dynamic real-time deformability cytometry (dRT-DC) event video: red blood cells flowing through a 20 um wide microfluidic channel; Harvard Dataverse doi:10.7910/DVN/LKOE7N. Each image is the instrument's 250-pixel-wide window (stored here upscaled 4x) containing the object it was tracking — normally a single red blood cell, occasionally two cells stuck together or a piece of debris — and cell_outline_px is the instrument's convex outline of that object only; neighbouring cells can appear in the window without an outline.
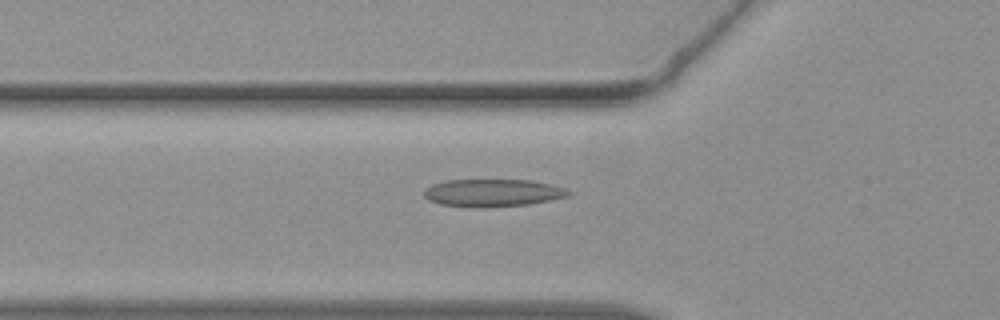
{"species": "common noctule bat (a hibernating species)", "species_latin": "Nyctalus noctula", "temperature_condition": "warm", "stored_images_in_passage": 11, "camera_frame_rate_fps": 3000, "um_per_image_px": 0.085, "animal": {"sex": "female", "body_mass_g": 19.3, "forearm_length_mm": 54.1}, "frame": {"image": 1, "passage_image": 4, "time_ms": 1.0, "image_size_px": [1000, 320], "cell_outline_px": [[572, 192], [568, 196], [552, 200], [528, 204], [440, 204], [428, 200], [424, 196], [424, 188], [432, 184], [448, 180], [532, 180], [552, 184], [564, 188]], "centroid_in_image_um": [41.93, 16.33], "position_along_channel_um": 83.9, "area_um2": 22.02}}
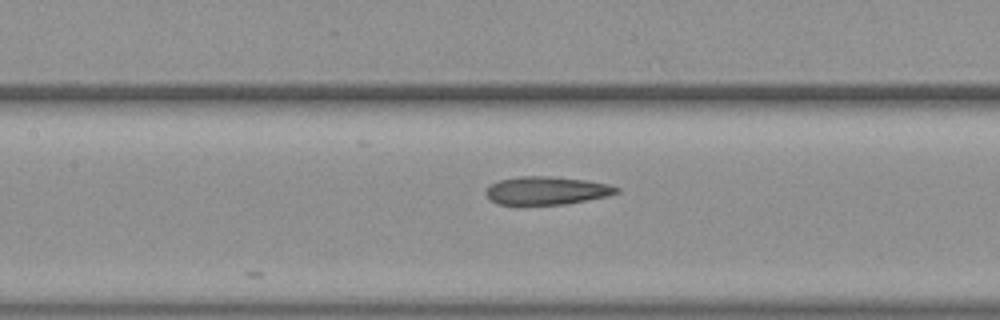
{"frame": {"image": 2, "passage_image": 9, "time_ms": 2.667, "image_size_px": [1000, 320], "cell_outline_px": [[620, 192], [608, 196], [564, 204], [516, 208], [496, 204], [484, 192], [492, 184], [500, 180], [520, 176], [548, 176], [584, 180], [608, 184], [620, 188]], "centroid_in_image_um": [46.4, 16.25], "position_along_channel_um": 161.0, "area_um2": 22.08}}
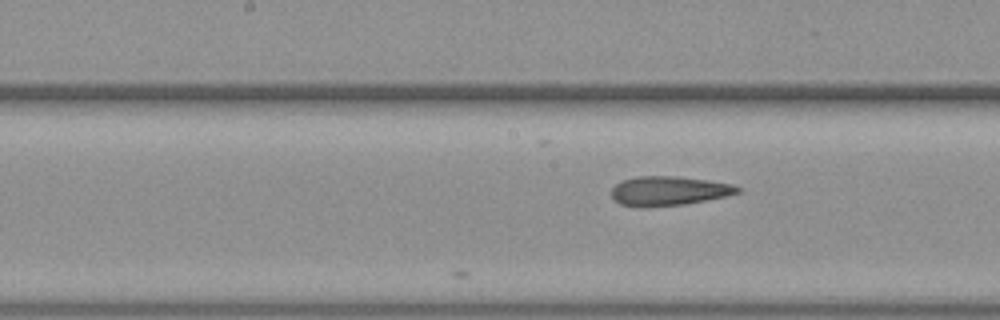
{"frame": {"image": 3, "passage_image": 11, "time_ms": 3.333, "image_size_px": [1000, 320], "cell_outline_px": [[740, 192], [728, 196], [684, 204], [644, 208], [636, 208], [620, 204], [612, 196], [612, 188], [616, 184], [624, 180], [636, 176], [676, 176], [708, 180], [732, 184], [740, 188]], "centroid_in_image_um": [56.83, 16.24], "position_along_channel_um": 191.4, "area_um2": 21.68}}